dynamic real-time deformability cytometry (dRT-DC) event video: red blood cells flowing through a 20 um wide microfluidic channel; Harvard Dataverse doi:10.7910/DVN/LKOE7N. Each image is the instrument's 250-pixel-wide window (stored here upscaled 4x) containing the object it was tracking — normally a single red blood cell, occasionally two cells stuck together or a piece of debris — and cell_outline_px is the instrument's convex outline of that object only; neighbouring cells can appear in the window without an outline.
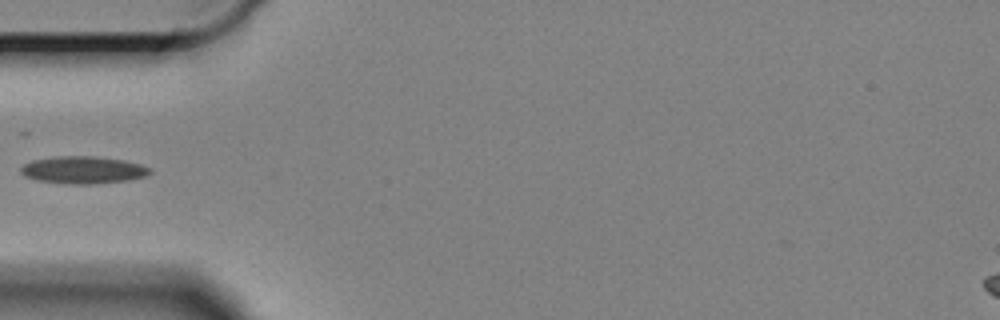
{"species": "Egyptian fruit bat (a non-hibernating species)", "species_latin": "Rousettus aegyptiacus", "temperature_condition": "cold", "stored_images_in_passage": 39, "camera_frame_rate_fps": 3000, "um_per_image_px": 0.085, "animal": {"sex": "female"}, "frame": {"image": 1, "passage_image": 1, "time_ms": 0.0, "image_size_px": [1000, 320], "cell_outline_px": [[152, 172], [144, 176], [128, 180], [96, 184], [68, 184], [36, 180], [24, 176], [20, 172], [20, 168], [24, 164], [32, 160], [56, 156], [92, 156], [124, 160], [140, 164], [148, 168]], "centroid_in_image_um": [7.02, 14.45], "position_along_channel_um": 78.0, "area_um2": 20.58}}
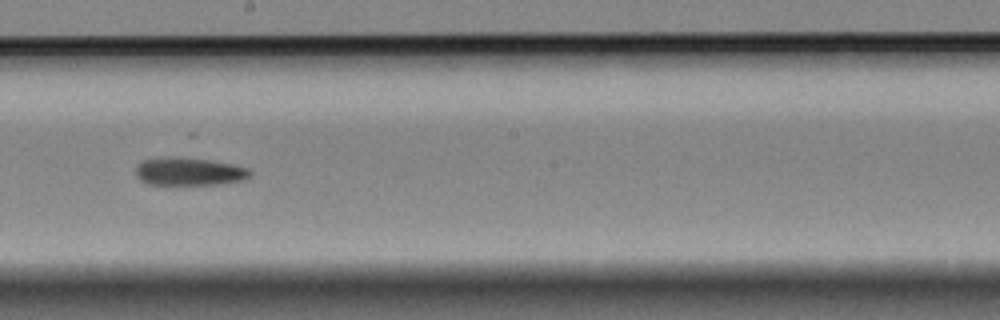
{"frame": {"image": 2, "passage_image": 15, "time_ms": 4.667, "image_size_px": [1000, 320], "cell_outline_px": [[252, 176], [244, 180], [220, 184], [148, 184], [140, 180], [136, 176], [136, 164], [144, 160], [168, 156], [208, 160], [232, 164], [248, 168], [252, 172]], "centroid_in_image_um": [16.08, 14.58], "position_along_channel_um": 232.1, "area_um2": 18.61}}
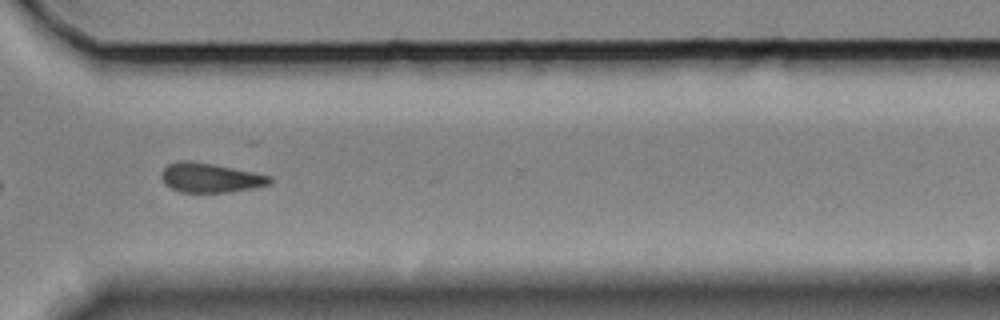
{"frame": {"image": 3, "passage_image": 26, "time_ms": 8.333, "image_size_px": [1000, 320], "cell_outline_px": [[272, 184], [256, 188], [228, 192], [180, 192], [164, 184], [160, 176], [160, 172], [168, 164], [180, 160], [188, 160], [212, 164], [272, 176]], "centroid_in_image_um": [17.87, 15.11], "position_along_channel_um": 352.7, "area_um2": 18.67}}